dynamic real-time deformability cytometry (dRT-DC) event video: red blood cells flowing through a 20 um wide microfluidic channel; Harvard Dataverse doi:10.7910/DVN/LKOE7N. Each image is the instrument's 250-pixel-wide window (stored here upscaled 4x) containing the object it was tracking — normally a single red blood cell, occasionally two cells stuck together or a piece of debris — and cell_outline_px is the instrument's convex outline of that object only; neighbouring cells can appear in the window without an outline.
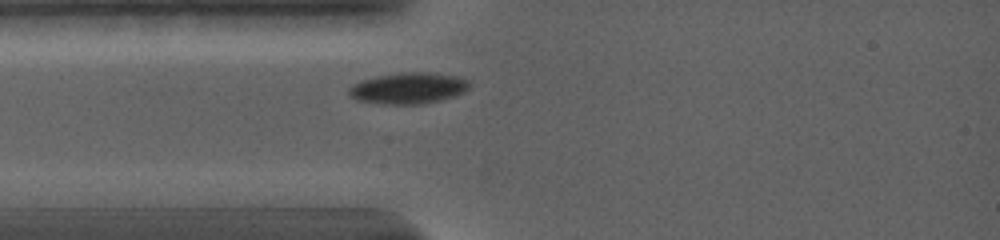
{"species": "common noctule bat (a hibernating species)", "species_latin": "Nyctalus noctula", "temperature_condition": "warm", "stored_images_in_passage": 46, "camera_frame_rate_fps": 5000, "um_per_image_px": 0.085, "animal": {"sex": "female", "body_mass_g": 19.0, "forearm_length_mm": 56.7}, "frame": {"image": 1, "passage_image": 1, "time_ms": 0.0, "image_size_px": [1000, 240], "cell_outline_px": [[472, 84], [464, 92], [440, 100], [424, 104], [380, 104], [356, 100], [348, 92], [348, 88], [352, 84], [360, 80], [376, 76], [400, 72], [428, 72], [456, 76], [468, 80]], "centroid_in_image_um": [34.69, 7.49], "position_along_channel_um": 50.3, "area_um2": 22.08}}
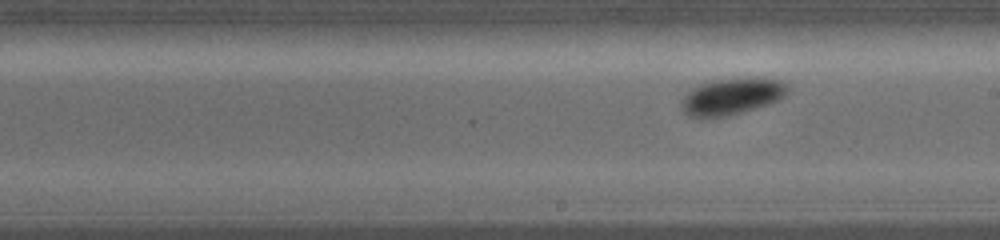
{"frame": {"image": 2, "passage_image": 21, "time_ms": 4.8, "image_size_px": [1000, 240], "cell_outline_px": [[788, 92], [784, 96], [768, 104], [728, 116], [688, 116], [684, 112], [680, 104], [684, 96], [692, 88], [700, 84], [716, 80], [780, 80], [788, 84]], "centroid_in_image_um": [62.17, 8.22], "position_along_channel_um": 226.8, "area_um2": 21.62}}
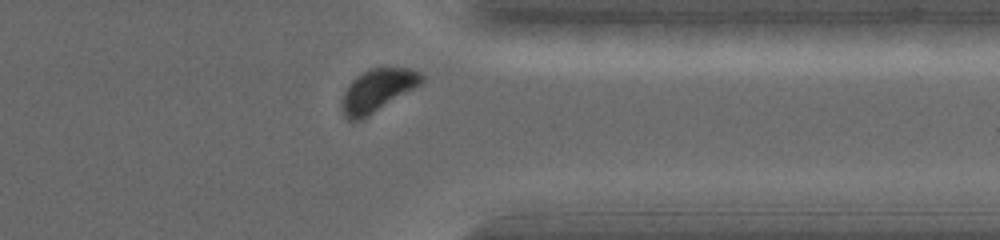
{"frame": {"image": 3, "passage_image": 40, "time_ms": 9.0, "image_size_px": [1000, 240], "cell_outline_px": [[424, 84], [368, 116], [352, 124], [344, 116], [340, 108], [340, 100], [348, 84], [356, 76], [372, 68], [408, 68], [420, 72], [424, 76]], "centroid_in_image_um": [32.08, 7.72], "position_along_channel_um": 379.3, "area_um2": 20.35}, "authors_computed_cell_mechanics": {"area_um2": 21.5305, "velocity_mm_per_s": 3.678, "shape_relaxation_time_tau1_ms": 1.9452, "shape_relaxation_time_tau2_ms": null, "deformation_change_tau1": 0.0846, "deformation_change_tau2": null}}